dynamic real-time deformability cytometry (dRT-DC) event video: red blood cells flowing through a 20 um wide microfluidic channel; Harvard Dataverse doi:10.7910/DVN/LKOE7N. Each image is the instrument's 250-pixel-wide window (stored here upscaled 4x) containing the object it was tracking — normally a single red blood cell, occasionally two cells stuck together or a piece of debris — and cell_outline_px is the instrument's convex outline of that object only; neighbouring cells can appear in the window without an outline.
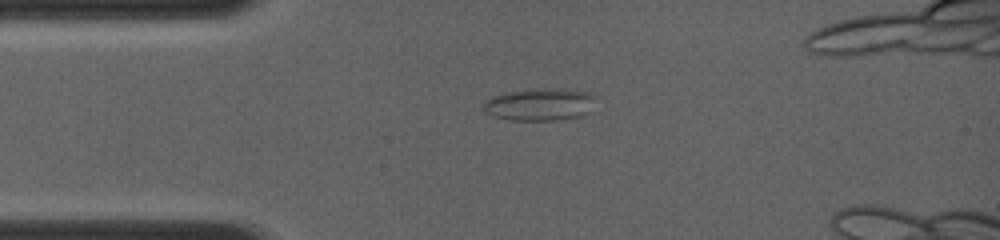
{"species": "common noctule bat (a hibernating species)", "species_latin": "Nyctalus noctula", "temperature_condition": "room temperature", "stored_images_in_passage": 17, "camera_frame_rate_fps": 4000, "um_per_image_px": 0.085, "animal": {"sex": "female", "body_mass_g": 19.0, "forearm_length_mm": 56.7}, "frame": {"image": 1, "passage_image": 2, "time_ms": 1.0, "image_size_px": [1000, 240], "cell_outline_px": [[592, 112], [580, 116], [556, 120], [508, 120], [492, 116], [484, 108], [484, 100], [492, 96], [504, 92], [532, 88], [564, 88], [588, 92], [592, 96]], "centroid_in_image_um": [45.86, 8.86], "position_along_channel_um": 39.1, "area_um2": 21.39}}
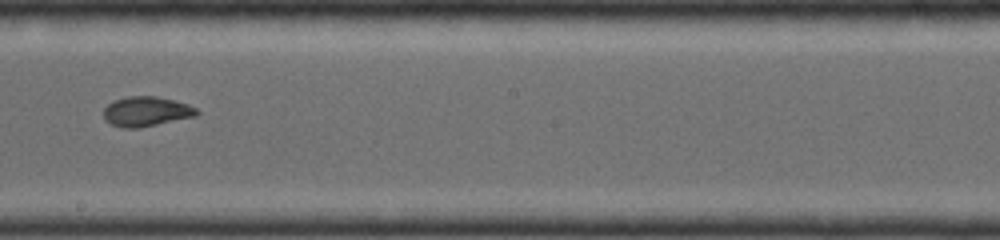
{"frame": {"image": 2, "passage_image": 7, "time_ms": 5.75, "image_size_px": [1000, 240], "cell_outline_px": [[200, 112], [196, 116], [140, 128], [124, 128], [112, 124], [104, 120], [104, 108], [112, 100], [128, 96], [156, 96], [188, 104], [196, 108]], "centroid_in_image_um": [12.42, 9.47], "position_along_channel_um": 235.8, "area_um2": 16.24}}
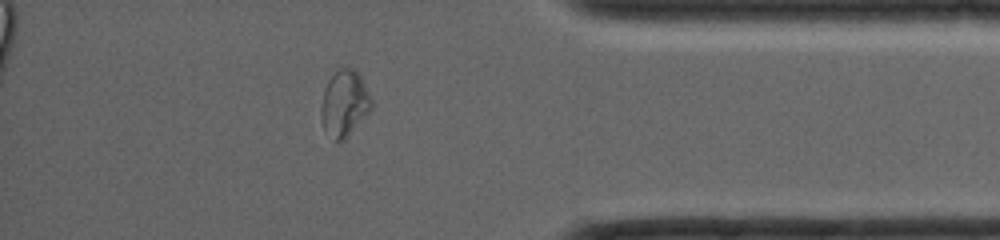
{"frame": {"image": 3, "passage_image": 13, "time_ms": 9.75, "image_size_px": [1000, 240], "cell_outline_px": [[372, 108], [344, 140], [336, 140], [324, 132], [320, 116], [320, 108], [324, 88], [328, 80], [340, 64], [356, 68], [372, 100]], "centroid_in_image_um": [29.24, 8.73], "position_along_channel_um": 406.0, "area_um2": 19.71}}